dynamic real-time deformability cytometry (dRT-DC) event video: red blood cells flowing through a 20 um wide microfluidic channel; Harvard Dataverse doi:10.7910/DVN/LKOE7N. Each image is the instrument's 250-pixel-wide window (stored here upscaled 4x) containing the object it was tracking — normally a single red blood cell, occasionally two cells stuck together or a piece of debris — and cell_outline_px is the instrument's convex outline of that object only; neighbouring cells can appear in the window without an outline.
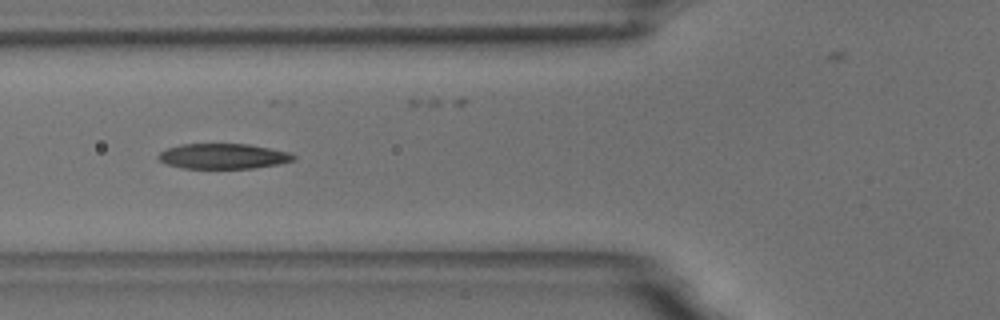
{"species": "common noctule bat (a hibernating species)", "species_latin": "Nyctalus noctula", "temperature_condition": "room temperature", "stored_images_in_passage": 42, "camera_frame_rate_fps": 3000, "um_per_image_px": 0.085, "animal": {"sex": "male", "body_mass_g": 18.8}, "frame": {"image": 1, "passage_image": 7, "time_ms": 2.0, "image_size_px": [1000, 320], "cell_outline_px": [[296, 160], [280, 164], [252, 168], [184, 168], [168, 164], [160, 160], [156, 156], [160, 152], [168, 148], [180, 144], [248, 144], [292, 152], [296, 156]], "centroid_in_image_um": [19.03, 13.27], "position_along_channel_um": 106.8, "area_um2": 19.94}, "authors_computed_cell_mechanics": {"area_um2": 20.5479, "velocity_mm_per_s": 3.6922, "shape_relaxation_time_tau1_ms": 4.4579, "shape_relaxation_time_tau2_ms": 1.9776, "deformation_change_tau1": 0.1702, "deformation_change_tau2": 0.1087}}